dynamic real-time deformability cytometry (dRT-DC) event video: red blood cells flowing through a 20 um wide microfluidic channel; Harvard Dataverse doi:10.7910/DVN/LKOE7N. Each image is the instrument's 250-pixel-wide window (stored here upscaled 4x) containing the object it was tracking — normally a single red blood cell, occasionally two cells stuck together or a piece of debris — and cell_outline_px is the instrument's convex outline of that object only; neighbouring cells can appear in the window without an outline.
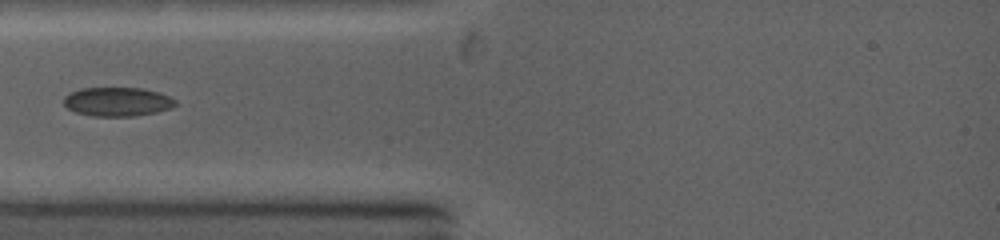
{"species": "common noctule bat (a hibernating species)", "species_latin": "Nyctalus noctula", "temperature_condition": "warm", "stored_images_in_passage": 38, "camera_frame_rate_fps": 5000, "um_per_image_px": 0.085, "animal": {"sex": "female", "body_mass_g": 19.0, "forearm_length_mm": 53.3}, "frame": {"image": 1, "passage_image": 1, "time_ms": 0.0, "image_size_px": [1000, 240], "cell_outline_px": [[176, 104], [172, 108], [156, 112], [136, 116], [92, 116], [76, 112], [68, 108], [64, 104], [64, 96], [72, 92], [84, 88], [140, 88], [156, 92], [168, 96], [176, 100]], "centroid_in_image_um": [9.98, 8.65], "position_along_channel_um": 75.0, "area_um2": 18.67}}